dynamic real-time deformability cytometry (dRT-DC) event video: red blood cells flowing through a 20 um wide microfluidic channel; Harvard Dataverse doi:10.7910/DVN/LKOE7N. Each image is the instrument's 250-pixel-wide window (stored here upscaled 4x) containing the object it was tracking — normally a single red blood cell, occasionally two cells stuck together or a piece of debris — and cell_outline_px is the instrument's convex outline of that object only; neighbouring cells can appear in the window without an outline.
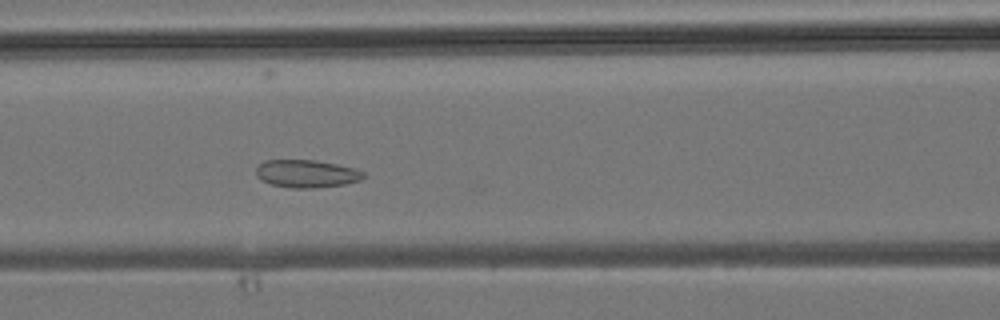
{"species": "common noctule bat (a hibernating species)", "species_latin": "Nyctalus noctula", "temperature_condition": "room temperature", "stored_images_in_passage": 30, "camera_frame_rate_fps": 3000, "um_per_image_px": 0.085, "animal": {"sex": "male", "body_mass_g": 19.2, "forearm_length_mm": 51.8}, "frame": {"image": 1, "passage_image": 6, "time_ms": 1.667, "image_size_px": [1000, 320], "cell_outline_px": [[364, 176], [360, 180], [344, 184], [312, 188], [292, 188], [272, 184], [260, 180], [256, 176], [256, 164], [264, 160], [316, 160], [336, 164], [352, 168], [364, 172]], "centroid_in_image_um": [25.99, 14.75], "position_along_channel_um": 140.6, "area_um2": 17.34}}
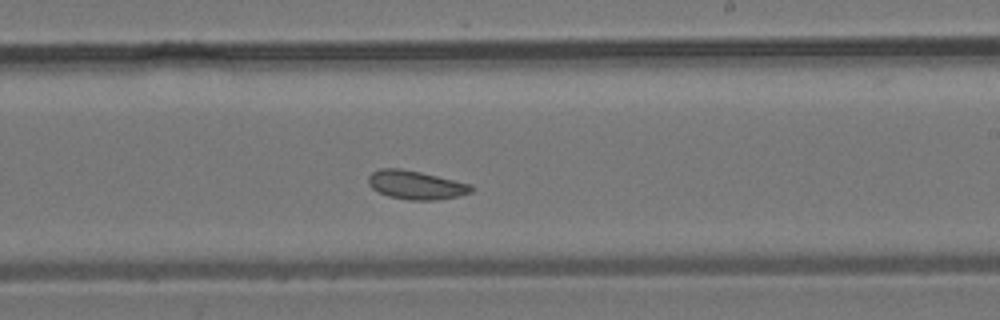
{"frame": {"image": 2, "passage_image": 13, "time_ms": 4.0, "image_size_px": [1000, 320], "cell_outline_px": [[472, 192], [456, 196], [432, 200], [408, 200], [388, 196], [372, 188], [368, 184], [368, 176], [372, 172], [380, 168], [400, 168], [420, 172], [472, 184]], "centroid_in_image_um": [35.32, 15.71], "position_along_channel_um": 253.7, "area_um2": 17.05}}
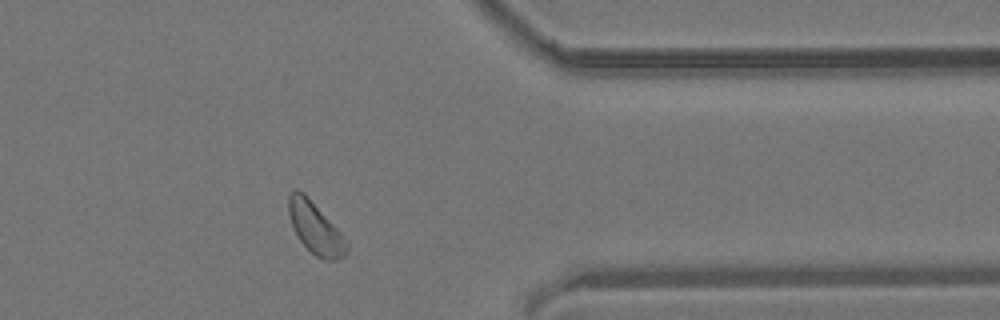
{"frame": {"image": 3, "passage_image": 22, "time_ms": 7.0, "image_size_px": [1000, 320], "cell_outline_px": [[348, 252], [344, 256], [336, 260], [324, 260], [316, 256], [300, 240], [292, 224], [288, 212], [288, 196], [296, 188], [304, 192], [348, 240]], "centroid_in_image_um": [26.83, 19.38], "position_along_channel_um": 384.6, "area_um2": 17.34}}